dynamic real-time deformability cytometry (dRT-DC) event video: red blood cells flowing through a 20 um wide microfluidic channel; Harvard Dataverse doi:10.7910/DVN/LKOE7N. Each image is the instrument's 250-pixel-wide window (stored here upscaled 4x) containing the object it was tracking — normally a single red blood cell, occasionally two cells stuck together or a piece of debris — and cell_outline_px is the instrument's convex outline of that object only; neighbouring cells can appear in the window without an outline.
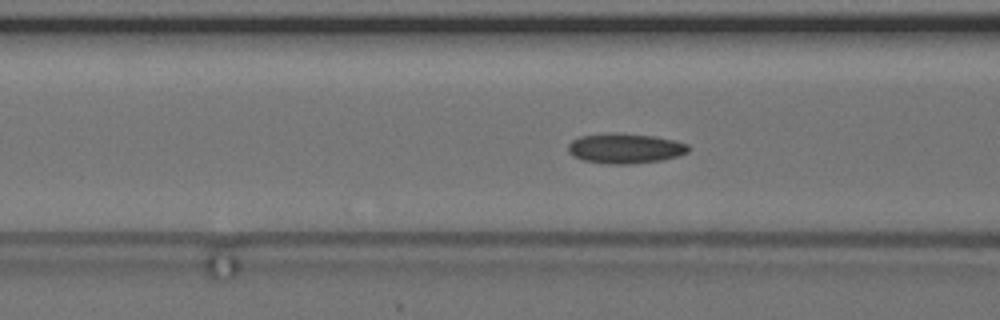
{"species": "common noctule bat (a hibernating species)", "species_latin": "Nyctalus noctula", "temperature_condition": "cold", "stored_images_in_passage": 29, "camera_frame_rate_fps": 3000, "um_per_image_px": 0.085, "animal": {"sex": "female", "body_mass_g": 24.6, "forearm_length_mm": 56.2}, "frame": {"image": 1, "passage_image": 10, "time_ms": 3.0, "image_size_px": [1000, 320], "cell_outline_px": [[688, 152], [664, 160], [632, 164], [608, 164], [584, 160], [572, 156], [568, 152], [568, 144], [572, 140], [580, 136], [604, 132], [616, 132], [656, 136], [688, 144]], "centroid_in_image_um": [53.1, 12.6], "position_along_channel_um": 113.5, "area_um2": 21.33}}
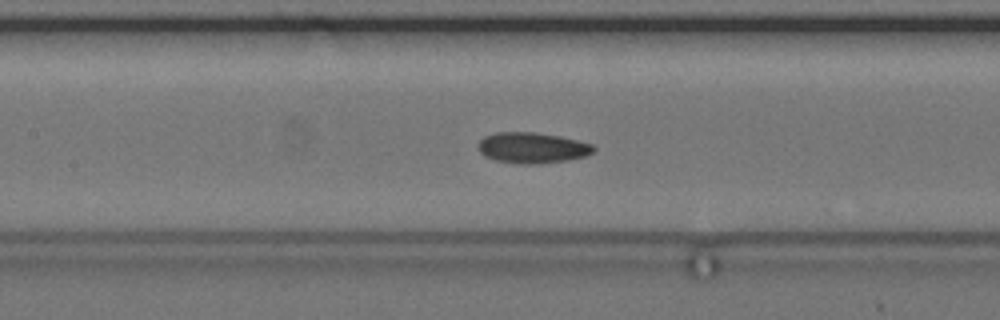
{"frame": {"image": 2, "passage_image": 14, "time_ms": 4.333, "image_size_px": [1000, 320], "cell_outline_px": [[596, 148], [592, 152], [584, 156], [568, 160], [532, 164], [524, 164], [496, 160], [484, 156], [480, 152], [480, 140], [484, 136], [496, 132], [536, 132], [560, 136], [592, 144]], "centroid_in_image_um": [45.24, 12.55], "position_along_channel_um": 162.2, "area_um2": 20.46}}